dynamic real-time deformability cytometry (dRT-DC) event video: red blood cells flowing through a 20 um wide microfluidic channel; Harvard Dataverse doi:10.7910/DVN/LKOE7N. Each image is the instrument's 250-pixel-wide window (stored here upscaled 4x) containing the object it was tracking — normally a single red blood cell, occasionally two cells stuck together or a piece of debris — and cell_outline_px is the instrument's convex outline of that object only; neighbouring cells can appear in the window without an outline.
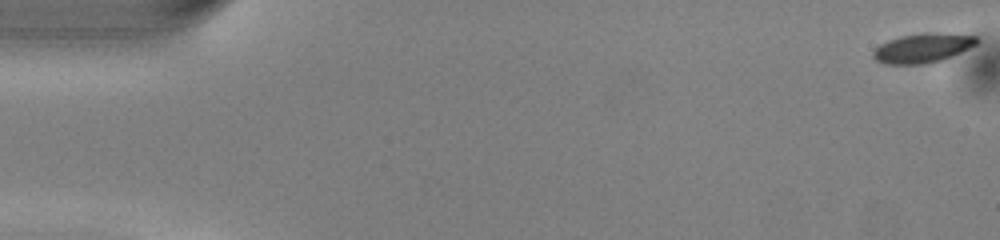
{"species": "common noctule bat (a hibernating species)", "species_latin": "Nyctalus noctula", "temperature_condition": "warm", "stored_images_in_passage": 51, "camera_frame_rate_fps": 3000, "um_per_image_px": 0.085, "animal": {"sex": "male", "body_mass_g": 13.0, "forearm_length_mm": 53.1}, "frame": {"image": 1, "passage_image": 1, "time_ms": 0.0, "image_size_px": [1000, 240], "cell_outline_px": [[980, 40], [976, 44], [952, 56], [940, 60], [924, 64], [884, 64], [876, 60], [872, 56], [872, 52], [880, 44], [888, 40], [904, 36], [976, 36]], "centroid_in_image_um": [78.33, 4.16], "position_along_channel_um": 6.7, "area_um2": 16.42}}
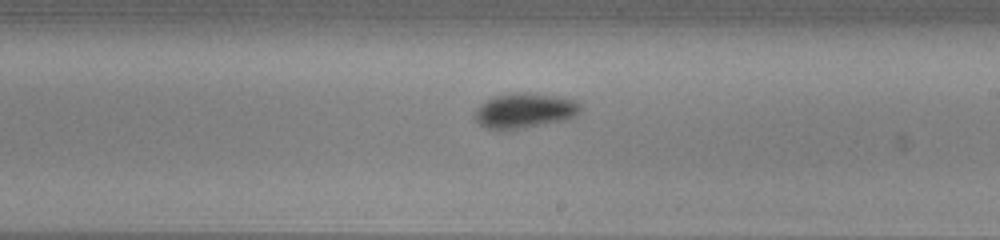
{"frame": {"image": 2, "passage_image": 30, "time_ms": 9.667, "image_size_px": [1000, 240], "cell_outline_px": [[584, 108], [580, 112], [572, 116], [560, 120], [520, 128], [488, 128], [480, 124], [476, 120], [476, 108], [488, 100], [496, 96], [512, 92], [528, 92], [556, 96], [576, 100]], "centroid_in_image_um": [44.63, 9.36], "position_along_channel_um": 244.4, "area_um2": 20.87}}
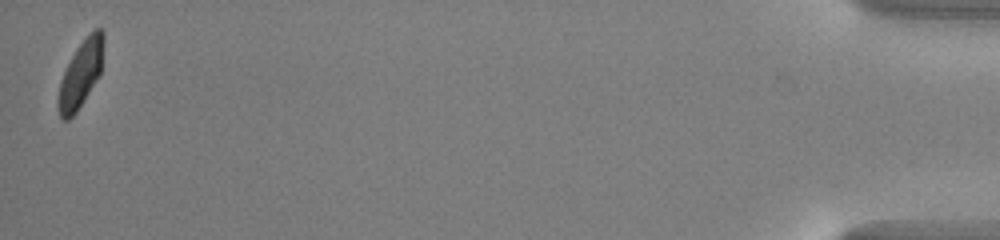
{"frame": {"image": 3, "passage_image": 51, "time_ms": 16.667, "image_size_px": [1000, 240], "cell_outline_px": [[104, 44], [100, 72], [76, 112], [68, 120], [64, 120], [60, 116], [56, 104], [56, 100], [60, 80], [76, 48], [88, 32], [96, 28], [100, 28], [104, 32]], "centroid_in_image_um": [6.84, 6.25], "position_along_channel_um": 428.4, "area_um2": 17.51}, "authors_computed_cell_mechanics": {"area_um2": 19.1896, "velocity_mm_per_s": 4.0286, "shape_relaxation_time_tau1_ms": 3.3084, "shape_relaxation_time_tau2_ms": 2.8075, "deformation_change_tau1": 0.1292, "deformation_change_tau2": 0.0518}}